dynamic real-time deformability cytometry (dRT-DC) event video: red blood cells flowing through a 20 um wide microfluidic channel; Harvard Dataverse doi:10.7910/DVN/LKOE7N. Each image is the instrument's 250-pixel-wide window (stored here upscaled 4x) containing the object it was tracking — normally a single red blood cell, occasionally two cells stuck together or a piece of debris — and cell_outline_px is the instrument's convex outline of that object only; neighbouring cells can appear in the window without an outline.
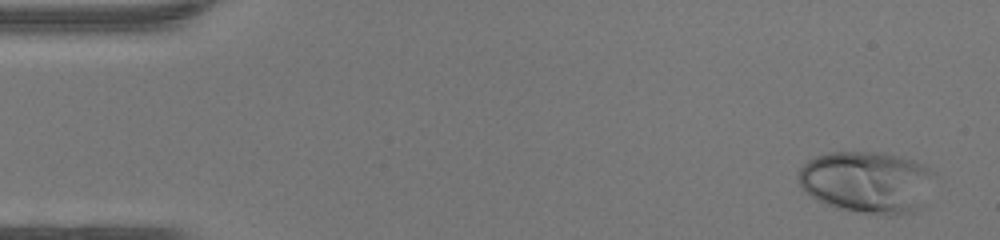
{"species": "human", "species_latin": "Homo sapiens", "temperature_condition": "warm", "stored_images_in_passage": 46, "camera_frame_rate_fps": 3000, "um_per_image_px": 0.085, "donor": {"sex": "female"}, "frame": {"image": 1, "passage_image": 1, "time_ms": 0.0, "image_size_px": [1000, 240], "cell_outline_px": [[936, 172], [916, 208], [912, 212], [892, 216], [884, 216], [836, 208], [824, 204], [816, 200], [796, 180], [796, 172], [808, 160], [816, 156], [828, 152], [876, 152], [900, 156], [924, 164]], "centroid_in_image_um": [73.62, 15.46], "position_along_channel_um": 11.4, "area_um2": 48.84}}
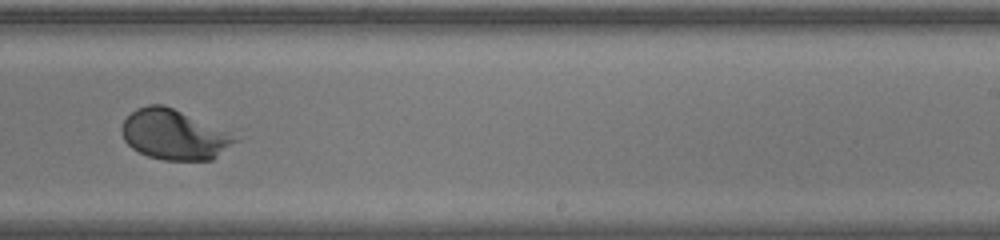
{"frame": {"image": 2, "passage_image": 28, "time_ms": 9.0, "image_size_px": [1000, 240], "cell_outline_px": [[240, 140], [212, 160], [164, 160], [148, 156], [132, 148], [124, 140], [120, 132], [120, 128], [124, 120], [136, 108], [148, 104], [164, 104], [240, 128]], "centroid_in_image_um": [15.03, 11.38], "position_along_channel_um": 274.0, "area_um2": 35.55}}
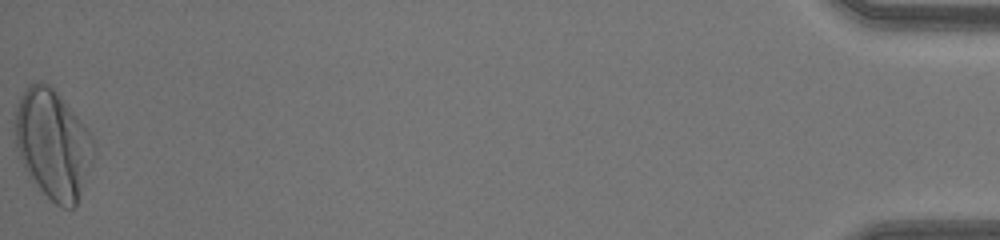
{"frame": {"image": 3, "passage_image": 46, "time_ms": 15.0, "image_size_px": [1000, 240], "cell_outline_px": [[92, 164], [76, 204], [72, 208], [64, 208], [56, 204], [28, 176], [24, 168], [16, 144], [16, 108], [20, 96], [28, 84], [40, 80], [48, 84], [56, 92], [76, 116], [88, 132], [92, 140]], "centroid_in_image_um": [4.47, 12.25], "position_along_channel_um": 430.7, "area_um2": 48.78}, "authors_computed_cell_mechanics": {"area_um2": 34.969, "velocity_mm_per_s": 4.3816, "shape_relaxation_time_tau1_ms": 2.8355, "shape_relaxation_time_tau2_ms": null, "deformation_change_tau1": 0.226, "deformation_change_tau2": null}}